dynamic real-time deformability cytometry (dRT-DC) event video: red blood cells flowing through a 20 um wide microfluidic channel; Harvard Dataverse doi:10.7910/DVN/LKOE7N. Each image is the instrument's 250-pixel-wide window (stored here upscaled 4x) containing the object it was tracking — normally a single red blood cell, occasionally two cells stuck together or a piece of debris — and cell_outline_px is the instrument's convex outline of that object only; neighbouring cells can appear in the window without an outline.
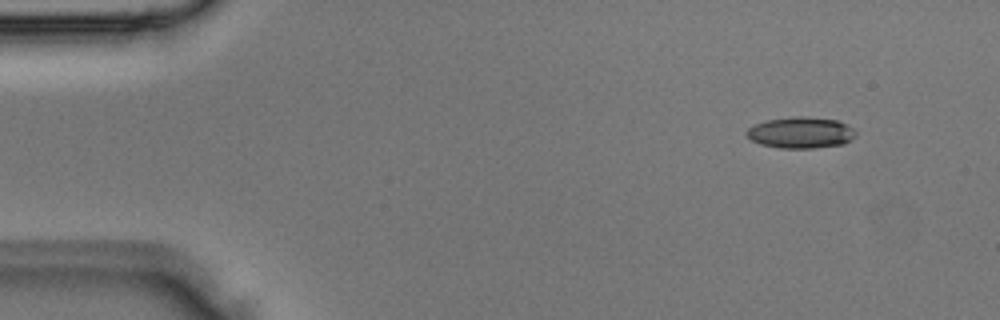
{"species": "Egyptian fruit bat (a non-hibernating species)", "species_latin": "Rousettus aegyptiacus", "temperature_condition": "room temperature", "stored_images_in_passage": 3, "camera_frame_rate_fps": 3000, "um_per_image_px": 0.085, "animal": {"sex": "male"}, "frame": {"image": 1, "passage_image": 1, "time_ms": 0.0, "image_size_px": [1000, 320], "cell_outline_px": [[856, 136], [844, 144], [812, 148], [780, 148], [760, 144], [752, 140], [744, 132], [748, 128], [756, 124], [768, 120], [796, 116], [804, 116], [836, 120], [848, 124], [856, 132]], "centroid_in_image_um": [68.08, 11.27], "position_along_channel_um": 16.9, "area_um2": 19.83}}